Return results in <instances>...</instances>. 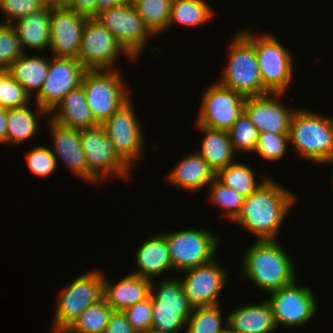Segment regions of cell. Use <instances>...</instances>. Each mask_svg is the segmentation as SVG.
Masks as SVG:
<instances>
[{
    "label": "cell",
    "mask_w": 333,
    "mask_h": 333,
    "mask_svg": "<svg viewBox=\"0 0 333 333\" xmlns=\"http://www.w3.org/2000/svg\"><path fill=\"white\" fill-rule=\"evenodd\" d=\"M270 177L248 197L233 220L258 240H276L279 229L295 203V194Z\"/></svg>",
    "instance_id": "cell-1"
},
{
    "label": "cell",
    "mask_w": 333,
    "mask_h": 333,
    "mask_svg": "<svg viewBox=\"0 0 333 333\" xmlns=\"http://www.w3.org/2000/svg\"><path fill=\"white\" fill-rule=\"evenodd\" d=\"M242 275L271 292L296 282L292 259L277 240H257L244 254Z\"/></svg>",
    "instance_id": "cell-2"
},
{
    "label": "cell",
    "mask_w": 333,
    "mask_h": 333,
    "mask_svg": "<svg viewBox=\"0 0 333 333\" xmlns=\"http://www.w3.org/2000/svg\"><path fill=\"white\" fill-rule=\"evenodd\" d=\"M289 141L300 157L326 164L333 156V117L296 109L290 122Z\"/></svg>",
    "instance_id": "cell-3"
},
{
    "label": "cell",
    "mask_w": 333,
    "mask_h": 333,
    "mask_svg": "<svg viewBox=\"0 0 333 333\" xmlns=\"http://www.w3.org/2000/svg\"><path fill=\"white\" fill-rule=\"evenodd\" d=\"M229 51L226 69L218 83L246 98L268 94L261 79L255 45L243 31L232 38Z\"/></svg>",
    "instance_id": "cell-4"
},
{
    "label": "cell",
    "mask_w": 333,
    "mask_h": 333,
    "mask_svg": "<svg viewBox=\"0 0 333 333\" xmlns=\"http://www.w3.org/2000/svg\"><path fill=\"white\" fill-rule=\"evenodd\" d=\"M123 79L119 69L87 70L84 73L81 85L91 114L99 125L130 99V90Z\"/></svg>",
    "instance_id": "cell-5"
},
{
    "label": "cell",
    "mask_w": 333,
    "mask_h": 333,
    "mask_svg": "<svg viewBox=\"0 0 333 333\" xmlns=\"http://www.w3.org/2000/svg\"><path fill=\"white\" fill-rule=\"evenodd\" d=\"M255 45L257 60L264 88L269 93H284L291 84L293 55L272 34L257 36L243 32Z\"/></svg>",
    "instance_id": "cell-6"
},
{
    "label": "cell",
    "mask_w": 333,
    "mask_h": 333,
    "mask_svg": "<svg viewBox=\"0 0 333 333\" xmlns=\"http://www.w3.org/2000/svg\"><path fill=\"white\" fill-rule=\"evenodd\" d=\"M103 279L104 273L95 270L82 274L61 290L53 333H63L85 309L103 298Z\"/></svg>",
    "instance_id": "cell-7"
},
{
    "label": "cell",
    "mask_w": 333,
    "mask_h": 333,
    "mask_svg": "<svg viewBox=\"0 0 333 333\" xmlns=\"http://www.w3.org/2000/svg\"><path fill=\"white\" fill-rule=\"evenodd\" d=\"M80 141L88 166V181L96 183L111 175L127 178L129 166L117 155L102 125L80 129ZM125 176V177H124Z\"/></svg>",
    "instance_id": "cell-8"
},
{
    "label": "cell",
    "mask_w": 333,
    "mask_h": 333,
    "mask_svg": "<svg viewBox=\"0 0 333 333\" xmlns=\"http://www.w3.org/2000/svg\"><path fill=\"white\" fill-rule=\"evenodd\" d=\"M163 235L166 237L175 270L182 272L215 259L220 237L211 231L190 228Z\"/></svg>",
    "instance_id": "cell-9"
},
{
    "label": "cell",
    "mask_w": 333,
    "mask_h": 333,
    "mask_svg": "<svg viewBox=\"0 0 333 333\" xmlns=\"http://www.w3.org/2000/svg\"><path fill=\"white\" fill-rule=\"evenodd\" d=\"M95 18L134 60L141 55L142 49L149 41L147 39L153 35L131 1L103 10Z\"/></svg>",
    "instance_id": "cell-10"
},
{
    "label": "cell",
    "mask_w": 333,
    "mask_h": 333,
    "mask_svg": "<svg viewBox=\"0 0 333 333\" xmlns=\"http://www.w3.org/2000/svg\"><path fill=\"white\" fill-rule=\"evenodd\" d=\"M122 53L133 61V58L97 18H87L77 60L87 70H115L117 68L114 66Z\"/></svg>",
    "instance_id": "cell-11"
},
{
    "label": "cell",
    "mask_w": 333,
    "mask_h": 333,
    "mask_svg": "<svg viewBox=\"0 0 333 333\" xmlns=\"http://www.w3.org/2000/svg\"><path fill=\"white\" fill-rule=\"evenodd\" d=\"M129 99L101 125L117 155L130 167L142 157L144 135ZM137 160V161H136Z\"/></svg>",
    "instance_id": "cell-12"
},
{
    "label": "cell",
    "mask_w": 333,
    "mask_h": 333,
    "mask_svg": "<svg viewBox=\"0 0 333 333\" xmlns=\"http://www.w3.org/2000/svg\"><path fill=\"white\" fill-rule=\"evenodd\" d=\"M203 94L196 124L228 131L243 113L246 97L218 82Z\"/></svg>",
    "instance_id": "cell-13"
},
{
    "label": "cell",
    "mask_w": 333,
    "mask_h": 333,
    "mask_svg": "<svg viewBox=\"0 0 333 333\" xmlns=\"http://www.w3.org/2000/svg\"><path fill=\"white\" fill-rule=\"evenodd\" d=\"M266 300L271 307L275 325L298 327L311 321L317 311V301L308 287L298 286L297 282L269 292Z\"/></svg>",
    "instance_id": "cell-14"
},
{
    "label": "cell",
    "mask_w": 333,
    "mask_h": 333,
    "mask_svg": "<svg viewBox=\"0 0 333 333\" xmlns=\"http://www.w3.org/2000/svg\"><path fill=\"white\" fill-rule=\"evenodd\" d=\"M86 71L75 58L53 56L45 82L35 96L36 105L50 112L67 93L81 85Z\"/></svg>",
    "instance_id": "cell-15"
},
{
    "label": "cell",
    "mask_w": 333,
    "mask_h": 333,
    "mask_svg": "<svg viewBox=\"0 0 333 333\" xmlns=\"http://www.w3.org/2000/svg\"><path fill=\"white\" fill-rule=\"evenodd\" d=\"M216 259L209 263L182 271L186 276L180 278L184 294L195 307L219 305L218 295L228 280L227 272L217 264Z\"/></svg>",
    "instance_id": "cell-16"
},
{
    "label": "cell",
    "mask_w": 333,
    "mask_h": 333,
    "mask_svg": "<svg viewBox=\"0 0 333 333\" xmlns=\"http://www.w3.org/2000/svg\"><path fill=\"white\" fill-rule=\"evenodd\" d=\"M87 18L66 7L52 8L49 49L53 56L77 59Z\"/></svg>",
    "instance_id": "cell-17"
},
{
    "label": "cell",
    "mask_w": 333,
    "mask_h": 333,
    "mask_svg": "<svg viewBox=\"0 0 333 333\" xmlns=\"http://www.w3.org/2000/svg\"><path fill=\"white\" fill-rule=\"evenodd\" d=\"M282 95L284 93H268L246 98L244 112L258 132L289 134L290 122L296 109L285 107V104L278 101Z\"/></svg>",
    "instance_id": "cell-18"
},
{
    "label": "cell",
    "mask_w": 333,
    "mask_h": 333,
    "mask_svg": "<svg viewBox=\"0 0 333 333\" xmlns=\"http://www.w3.org/2000/svg\"><path fill=\"white\" fill-rule=\"evenodd\" d=\"M52 136L53 154L61 159L78 178L88 181V166L80 141V130L48 121Z\"/></svg>",
    "instance_id": "cell-19"
},
{
    "label": "cell",
    "mask_w": 333,
    "mask_h": 333,
    "mask_svg": "<svg viewBox=\"0 0 333 333\" xmlns=\"http://www.w3.org/2000/svg\"><path fill=\"white\" fill-rule=\"evenodd\" d=\"M151 279L129 274L116 283L103 279V299L113 311H124L150 296Z\"/></svg>",
    "instance_id": "cell-20"
},
{
    "label": "cell",
    "mask_w": 333,
    "mask_h": 333,
    "mask_svg": "<svg viewBox=\"0 0 333 333\" xmlns=\"http://www.w3.org/2000/svg\"><path fill=\"white\" fill-rule=\"evenodd\" d=\"M137 270L131 273L153 279L165 271L174 270L166 237L163 233L153 234L142 243L136 253Z\"/></svg>",
    "instance_id": "cell-21"
},
{
    "label": "cell",
    "mask_w": 333,
    "mask_h": 333,
    "mask_svg": "<svg viewBox=\"0 0 333 333\" xmlns=\"http://www.w3.org/2000/svg\"><path fill=\"white\" fill-rule=\"evenodd\" d=\"M49 114L56 123L79 130L99 125L91 114L82 85L67 93Z\"/></svg>",
    "instance_id": "cell-22"
},
{
    "label": "cell",
    "mask_w": 333,
    "mask_h": 333,
    "mask_svg": "<svg viewBox=\"0 0 333 333\" xmlns=\"http://www.w3.org/2000/svg\"><path fill=\"white\" fill-rule=\"evenodd\" d=\"M53 6L46 4L41 9L31 12L13 23L21 47L43 51L50 47V16Z\"/></svg>",
    "instance_id": "cell-23"
},
{
    "label": "cell",
    "mask_w": 333,
    "mask_h": 333,
    "mask_svg": "<svg viewBox=\"0 0 333 333\" xmlns=\"http://www.w3.org/2000/svg\"><path fill=\"white\" fill-rule=\"evenodd\" d=\"M215 172L209 167L206 160L198 153H191L177 164L166 179L190 192L207 187L215 178Z\"/></svg>",
    "instance_id": "cell-24"
},
{
    "label": "cell",
    "mask_w": 333,
    "mask_h": 333,
    "mask_svg": "<svg viewBox=\"0 0 333 333\" xmlns=\"http://www.w3.org/2000/svg\"><path fill=\"white\" fill-rule=\"evenodd\" d=\"M225 319L237 333H271L277 329L267 301L238 306Z\"/></svg>",
    "instance_id": "cell-25"
},
{
    "label": "cell",
    "mask_w": 333,
    "mask_h": 333,
    "mask_svg": "<svg viewBox=\"0 0 333 333\" xmlns=\"http://www.w3.org/2000/svg\"><path fill=\"white\" fill-rule=\"evenodd\" d=\"M196 127L205 134L201 142V150L198 153L206 160L215 174L233 163L235 152L228 131L212 129L198 124H196Z\"/></svg>",
    "instance_id": "cell-26"
},
{
    "label": "cell",
    "mask_w": 333,
    "mask_h": 333,
    "mask_svg": "<svg viewBox=\"0 0 333 333\" xmlns=\"http://www.w3.org/2000/svg\"><path fill=\"white\" fill-rule=\"evenodd\" d=\"M27 55L26 52L20 56L7 71L33 97V92L38 94L45 82L50 60L43 56Z\"/></svg>",
    "instance_id": "cell-27"
},
{
    "label": "cell",
    "mask_w": 333,
    "mask_h": 333,
    "mask_svg": "<svg viewBox=\"0 0 333 333\" xmlns=\"http://www.w3.org/2000/svg\"><path fill=\"white\" fill-rule=\"evenodd\" d=\"M150 298L152 306H157V309L180 310L186 320L194 309L184 294L180 280L176 278L163 279L158 286L151 280Z\"/></svg>",
    "instance_id": "cell-28"
},
{
    "label": "cell",
    "mask_w": 333,
    "mask_h": 333,
    "mask_svg": "<svg viewBox=\"0 0 333 333\" xmlns=\"http://www.w3.org/2000/svg\"><path fill=\"white\" fill-rule=\"evenodd\" d=\"M36 108L35 112L29 108V105L7 109V143L19 145L25 140L34 138L39 129L35 113L37 112L38 116L49 115V112L39 105Z\"/></svg>",
    "instance_id": "cell-29"
},
{
    "label": "cell",
    "mask_w": 333,
    "mask_h": 333,
    "mask_svg": "<svg viewBox=\"0 0 333 333\" xmlns=\"http://www.w3.org/2000/svg\"><path fill=\"white\" fill-rule=\"evenodd\" d=\"M204 0H172L168 28L173 24L199 26L212 19L214 12Z\"/></svg>",
    "instance_id": "cell-30"
},
{
    "label": "cell",
    "mask_w": 333,
    "mask_h": 333,
    "mask_svg": "<svg viewBox=\"0 0 333 333\" xmlns=\"http://www.w3.org/2000/svg\"><path fill=\"white\" fill-rule=\"evenodd\" d=\"M254 174L252 168L245 163L233 162L219 170L215 177L238 194L248 197L267 180L265 178L262 180V183L260 182L259 184Z\"/></svg>",
    "instance_id": "cell-31"
},
{
    "label": "cell",
    "mask_w": 333,
    "mask_h": 333,
    "mask_svg": "<svg viewBox=\"0 0 333 333\" xmlns=\"http://www.w3.org/2000/svg\"><path fill=\"white\" fill-rule=\"evenodd\" d=\"M112 312L102 298L85 309L63 333H104Z\"/></svg>",
    "instance_id": "cell-32"
},
{
    "label": "cell",
    "mask_w": 333,
    "mask_h": 333,
    "mask_svg": "<svg viewBox=\"0 0 333 333\" xmlns=\"http://www.w3.org/2000/svg\"><path fill=\"white\" fill-rule=\"evenodd\" d=\"M131 2L153 36L168 30L172 0H131Z\"/></svg>",
    "instance_id": "cell-33"
},
{
    "label": "cell",
    "mask_w": 333,
    "mask_h": 333,
    "mask_svg": "<svg viewBox=\"0 0 333 333\" xmlns=\"http://www.w3.org/2000/svg\"><path fill=\"white\" fill-rule=\"evenodd\" d=\"M219 306L195 307L186 320V333H221L226 326Z\"/></svg>",
    "instance_id": "cell-34"
},
{
    "label": "cell",
    "mask_w": 333,
    "mask_h": 333,
    "mask_svg": "<svg viewBox=\"0 0 333 333\" xmlns=\"http://www.w3.org/2000/svg\"><path fill=\"white\" fill-rule=\"evenodd\" d=\"M208 186H210L209 200L225 210L226 219L233 221L240 213L245 197L224 185L216 177Z\"/></svg>",
    "instance_id": "cell-35"
},
{
    "label": "cell",
    "mask_w": 333,
    "mask_h": 333,
    "mask_svg": "<svg viewBox=\"0 0 333 333\" xmlns=\"http://www.w3.org/2000/svg\"><path fill=\"white\" fill-rule=\"evenodd\" d=\"M228 132L235 153L236 151L254 152L259 132L244 111Z\"/></svg>",
    "instance_id": "cell-36"
},
{
    "label": "cell",
    "mask_w": 333,
    "mask_h": 333,
    "mask_svg": "<svg viewBox=\"0 0 333 333\" xmlns=\"http://www.w3.org/2000/svg\"><path fill=\"white\" fill-rule=\"evenodd\" d=\"M289 134L272 132H259L254 153L259 154L267 161H278L285 156L288 150Z\"/></svg>",
    "instance_id": "cell-37"
},
{
    "label": "cell",
    "mask_w": 333,
    "mask_h": 333,
    "mask_svg": "<svg viewBox=\"0 0 333 333\" xmlns=\"http://www.w3.org/2000/svg\"><path fill=\"white\" fill-rule=\"evenodd\" d=\"M32 96L7 72L0 79V107L19 108L30 105Z\"/></svg>",
    "instance_id": "cell-38"
},
{
    "label": "cell",
    "mask_w": 333,
    "mask_h": 333,
    "mask_svg": "<svg viewBox=\"0 0 333 333\" xmlns=\"http://www.w3.org/2000/svg\"><path fill=\"white\" fill-rule=\"evenodd\" d=\"M24 53L14 27L0 23V68L8 70Z\"/></svg>",
    "instance_id": "cell-39"
},
{
    "label": "cell",
    "mask_w": 333,
    "mask_h": 333,
    "mask_svg": "<svg viewBox=\"0 0 333 333\" xmlns=\"http://www.w3.org/2000/svg\"><path fill=\"white\" fill-rule=\"evenodd\" d=\"M26 156L30 172L39 178H46L57 170L56 167L58 166V161L53 154L52 149L45 146H38L28 152Z\"/></svg>",
    "instance_id": "cell-40"
},
{
    "label": "cell",
    "mask_w": 333,
    "mask_h": 333,
    "mask_svg": "<svg viewBox=\"0 0 333 333\" xmlns=\"http://www.w3.org/2000/svg\"><path fill=\"white\" fill-rule=\"evenodd\" d=\"M152 329L167 333H178L186 327V319L180 310L157 309L152 306Z\"/></svg>",
    "instance_id": "cell-41"
},
{
    "label": "cell",
    "mask_w": 333,
    "mask_h": 333,
    "mask_svg": "<svg viewBox=\"0 0 333 333\" xmlns=\"http://www.w3.org/2000/svg\"><path fill=\"white\" fill-rule=\"evenodd\" d=\"M123 312L136 333H146L152 329V302L150 296L144 301L129 306Z\"/></svg>",
    "instance_id": "cell-42"
},
{
    "label": "cell",
    "mask_w": 333,
    "mask_h": 333,
    "mask_svg": "<svg viewBox=\"0 0 333 333\" xmlns=\"http://www.w3.org/2000/svg\"><path fill=\"white\" fill-rule=\"evenodd\" d=\"M46 5V0H0V10L8 19L2 24H13L14 21L37 11Z\"/></svg>",
    "instance_id": "cell-43"
},
{
    "label": "cell",
    "mask_w": 333,
    "mask_h": 333,
    "mask_svg": "<svg viewBox=\"0 0 333 333\" xmlns=\"http://www.w3.org/2000/svg\"><path fill=\"white\" fill-rule=\"evenodd\" d=\"M104 333H136L123 311H113Z\"/></svg>",
    "instance_id": "cell-44"
},
{
    "label": "cell",
    "mask_w": 333,
    "mask_h": 333,
    "mask_svg": "<svg viewBox=\"0 0 333 333\" xmlns=\"http://www.w3.org/2000/svg\"><path fill=\"white\" fill-rule=\"evenodd\" d=\"M66 8L88 18L97 16V0H70Z\"/></svg>",
    "instance_id": "cell-45"
},
{
    "label": "cell",
    "mask_w": 333,
    "mask_h": 333,
    "mask_svg": "<svg viewBox=\"0 0 333 333\" xmlns=\"http://www.w3.org/2000/svg\"><path fill=\"white\" fill-rule=\"evenodd\" d=\"M0 143H7V109L0 107Z\"/></svg>",
    "instance_id": "cell-46"
},
{
    "label": "cell",
    "mask_w": 333,
    "mask_h": 333,
    "mask_svg": "<svg viewBox=\"0 0 333 333\" xmlns=\"http://www.w3.org/2000/svg\"><path fill=\"white\" fill-rule=\"evenodd\" d=\"M131 0H97V14L103 10L117 6Z\"/></svg>",
    "instance_id": "cell-47"
},
{
    "label": "cell",
    "mask_w": 333,
    "mask_h": 333,
    "mask_svg": "<svg viewBox=\"0 0 333 333\" xmlns=\"http://www.w3.org/2000/svg\"><path fill=\"white\" fill-rule=\"evenodd\" d=\"M70 0H46V4H50L53 7H66Z\"/></svg>",
    "instance_id": "cell-48"
},
{
    "label": "cell",
    "mask_w": 333,
    "mask_h": 333,
    "mask_svg": "<svg viewBox=\"0 0 333 333\" xmlns=\"http://www.w3.org/2000/svg\"><path fill=\"white\" fill-rule=\"evenodd\" d=\"M226 324V328L221 333H237L228 325V320H224Z\"/></svg>",
    "instance_id": "cell-49"
},
{
    "label": "cell",
    "mask_w": 333,
    "mask_h": 333,
    "mask_svg": "<svg viewBox=\"0 0 333 333\" xmlns=\"http://www.w3.org/2000/svg\"><path fill=\"white\" fill-rule=\"evenodd\" d=\"M327 164H333V156L326 162ZM331 182H332V185H333V172L331 173ZM332 189H333V186H332Z\"/></svg>",
    "instance_id": "cell-50"
},
{
    "label": "cell",
    "mask_w": 333,
    "mask_h": 333,
    "mask_svg": "<svg viewBox=\"0 0 333 333\" xmlns=\"http://www.w3.org/2000/svg\"><path fill=\"white\" fill-rule=\"evenodd\" d=\"M6 69L0 68V79L7 73Z\"/></svg>",
    "instance_id": "cell-51"
},
{
    "label": "cell",
    "mask_w": 333,
    "mask_h": 333,
    "mask_svg": "<svg viewBox=\"0 0 333 333\" xmlns=\"http://www.w3.org/2000/svg\"><path fill=\"white\" fill-rule=\"evenodd\" d=\"M146 333H167V332L156 331V330L150 329V330L147 331Z\"/></svg>",
    "instance_id": "cell-52"
}]
</instances>
